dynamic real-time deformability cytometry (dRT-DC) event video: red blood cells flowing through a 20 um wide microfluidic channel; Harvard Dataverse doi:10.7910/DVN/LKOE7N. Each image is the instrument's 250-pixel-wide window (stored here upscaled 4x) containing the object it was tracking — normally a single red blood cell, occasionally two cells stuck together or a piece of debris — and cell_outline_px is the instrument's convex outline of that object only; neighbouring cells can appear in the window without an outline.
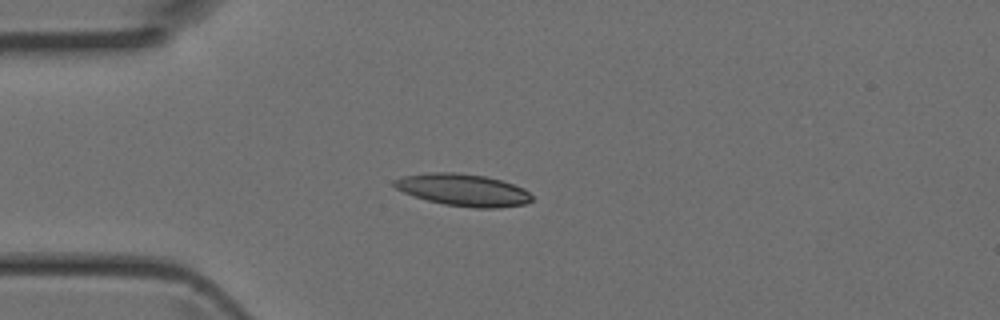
{"species": "Egyptian fruit bat (a non-hibernating species)", "species_latin": "Rousettus aegyptiacus", "temperature_condition": "room temperature", "stored_images_in_passage": 2, "camera_frame_rate_fps": 3000, "um_per_image_px": 0.085, "animal": {"sex": "female"}, "frame": {"image": 1, "passage_image": 2, "time_ms": 0.333, "image_size_px": [1000, 320], "cell_outline_px": [[532, 200], [524, 204], [500, 208], [476, 208], [444, 204], [428, 200], [404, 192], [396, 188], [392, 184], [392, 180], [400, 176], [428, 172], [456, 172], [484, 176], [500, 180], [524, 188], [532, 196]], "centroid_in_image_um": [39.34, 16.13], "position_along_channel_um": 45.7, "area_um2": 25.72}}